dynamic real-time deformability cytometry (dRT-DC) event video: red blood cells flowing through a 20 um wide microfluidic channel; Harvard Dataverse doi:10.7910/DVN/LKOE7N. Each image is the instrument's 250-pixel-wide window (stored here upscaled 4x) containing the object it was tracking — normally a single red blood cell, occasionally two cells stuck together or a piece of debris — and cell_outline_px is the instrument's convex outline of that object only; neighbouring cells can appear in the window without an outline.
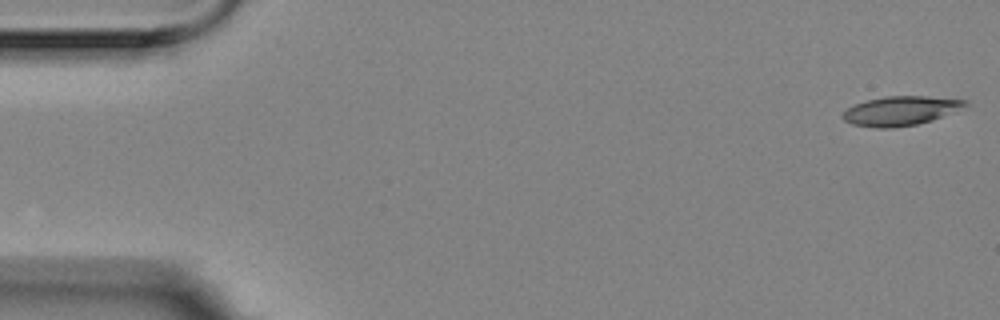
{"species": "Egyptian fruit bat (a non-hibernating species)", "species_latin": "Rousettus aegyptiacus", "temperature_condition": "room temperature", "stored_images_in_passage": 5, "camera_frame_rate_fps": 3000, "um_per_image_px": 0.085, "animal": {"sex": "female"}, "frame": {"image": 1, "passage_image": 1, "time_ms": 0.0, "image_size_px": [1000, 320], "cell_outline_px": [[968, 104], [932, 120], [916, 124], [892, 128], [876, 128], [852, 124], [844, 120], [840, 116], [848, 108], [856, 104], [868, 100], [884, 96], [924, 96], [968, 100]], "centroid_in_image_um": [76.5, 9.42], "position_along_channel_um": 8.5, "area_um2": 20.52}}